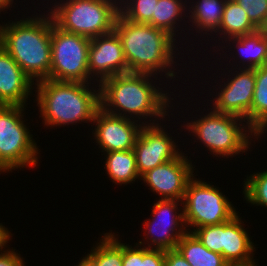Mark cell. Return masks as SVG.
I'll list each match as a JSON object with an SVG mask.
<instances>
[{
  "label": "cell",
  "mask_w": 267,
  "mask_h": 266,
  "mask_svg": "<svg viewBox=\"0 0 267 266\" xmlns=\"http://www.w3.org/2000/svg\"><path fill=\"white\" fill-rule=\"evenodd\" d=\"M244 183V198L248 203L267 207V170L253 173Z\"/></svg>",
  "instance_id": "obj_27"
},
{
  "label": "cell",
  "mask_w": 267,
  "mask_h": 266,
  "mask_svg": "<svg viewBox=\"0 0 267 266\" xmlns=\"http://www.w3.org/2000/svg\"><path fill=\"white\" fill-rule=\"evenodd\" d=\"M254 69L256 85L250 110V128L259 137L267 131V65Z\"/></svg>",
  "instance_id": "obj_23"
},
{
  "label": "cell",
  "mask_w": 267,
  "mask_h": 266,
  "mask_svg": "<svg viewBox=\"0 0 267 266\" xmlns=\"http://www.w3.org/2000/svg\"><path fill=\"white\" fill-rule=\"evenodd\" d=\"M191 178L186 186L183 204L185 225L195 228L217 225L231 220L236 209L217 187ZM215 187V188H214Z\"/></svg>",
  "instance_id": "obj_9"
},
{
  "label": "cell",
  "mask_w": 267,
  "mask_h": 266,
  "mask_svg": "<svg viewBox=\"0 0 267 266\" xmlns=\"http://www.w3.org/2000/svg\"><path fill=\"white\" fill-rule=\"evenodd\" d=\"M238 70L240 72L235 71L237 73L233 74L234 77L230 80L228 78L222 86L211 110L241 117L250 126V110L256 85L255 69L239 67Z\"/></svg>",
  "instance_id": "obj_14"
},
{
  "label": "cell",
  "mask_w": 267,
  "mask_h": 266,
  "mask_svg": "<svg viewBox=\"0 0 267 266\" xmlns=\"http://www.w3.org/2000/svg\"><path fill=\"white\" fill-rule=\"evenodd\" d=\"M12 234L8 231L7 228H5L2 224H0V251L2 252V249L5 248L6 244L8 243V240H10Z\"/></svg>",
  "instance_id": "obj_34"
},
{
  "label": "cell",
  "mask_w": 267,
  "mask_h": 266,
  "mask_svg": "<svg viewBox=\"0 0 267 266\" xmlns=\"http://www.w3.org/2000/svg\"><path fill=\"white\" fill-rule=\"evenodd\" d=\"M260 31L267 36V19L264 25L261 27Z\"/></svg>",
  "instance_id": "obj_37"
},
{
  "label": "cell",
  "mask_w": 267,
  "mask_h": 266,
  "mask_svg": "<svg viewBox=\"0 0 267 266\" xmlns=\"http://www.w3.org/2000/svg\"><path fill=\"white\" fill-rule=\"evenodd\" d=\"M115 236L112 232L105 233L99 245L88 254L96 266H122V243Z\"/></svg>",
  "instance_id": "obj_25"
},
{
  "label": "cell",
  "mask_w": 267,
  "mask_h": 266,
  "mask_svg": "<svg viewBox=\"0 0 267 266\" xmlns=\"http://www.w3.org/2000/svg\"><path fill=\"white\" fill-rule=\"evenodd\" d=\"M12 2L13 0H0V12L10 8V5L13 4Z\"/></svg>",
  "instance_id": "obj_36"
},
{
  "label": "cell",
  "mask_w": 267,
  "mask_h": 266,
  "mask_svg": "<svg viewBox=\"0 0 267 266\" xmlns=\"http://www.w3.org/2000/svg\"><path fill=\"white\" fill-rule=\"evenodd\" d=\"M120 14L127 20L135 23L152 25V14L155 13L158 0H118ZM130 2V3H129ZM126 4V5H125ZM124 5V6H123Z\"/></svg>",
  "instance_id": "obj_26"
},
{
  "label": "cell",
  "mask_w": 267,
  "mask_h": 266,
  "mask_svg": "<svg viewBox=\"0 0 267 266\" xmlns=\"http://www.w3.org/2000/svg\"><path fill=\"white\" fill-rule=\"evenodd\" d=\"M91 39L51 27V66L49 79L89 83L88 55Z\"/></svg>",
  "instance_id": "obj_8"
},
{
  "label": "cell",
  "mask_w": 267,
  "mask_h": 266,
  "mask_svg": "<svg viewBox=\"0 0 267 266\" xmlns=\"http://www.w3.org/2000/svg\"><path fill=\"white\" fill-rule=\"evenodd\" d=\"M142 122L143 127L133 147L140 177L147 171L176 159L181 153L176 143L159 123ZM159 125V126H158ZM177 148V149H176Z\"/></svg>",
  "instance_id": "obj_10"
},
{
  "label": "cell",
  "mask_w": 267,
  "mask_h": 266,
  "mask_svg": "<svg viewBox=\"0 0 267 266\" xmlns=\"http://www.w3.org/2000/svg\"><path fill=\"white\" fill-rule=\"evenodd\" d=\"M226 41L236 43V48L239 49L238 53L240 51L238 55L241 54L240 63L243 62L241 65L243 68L254 69L267 65V36L260 30L249 35L229 38Z\"/></svg>",
  "instance_id": "obj_18"
},
{
  "label": "cell",
  "mask_w": 267,
  "mask_h": 266,
  "mask_svg": "<svg viewBox=\"0 0 267 266\" xmlns=\"http://www.w3.org/2000/svg\"><path fill=\"white\" fill-rule=\"evenodd\" d=\"M88 69L90 78L95 75L99 83L106 78L128 73L122 43L115 31L91 38Z\"/></svg>",
  "instance_id": "obj_15"
},
{
  "label": "cell",
  "mask_w": 267,
  "mask_h": 266,
  "mask_svg": "<svg viewBox=\"0 0 267 266\" xmlns=\"http://www.w3.org/2000/svg\"><path fill=\"white\" fill-rule=\"evenodd\" d=\"M200 118L187 123L185 129L193 132L194 136L198 137L197 140L200 139V142L205 144L204 146L209 149L210 153L212 152L217 157L219 155V157L228 158L235 154H241L240 152H246L251 144L249 138L251 139L253 135L257 140L259 138L256 137L258 135L250 126L247 124L245 126L244 123L241 125L243 121L246 122L241 117L213 110ZM248 132L252 137L251 135L248 136Z\"/></svg>",
  "instance_id": "obj_6"
},
{
  "label": "cell",
  "mask_w": 267,
  "mask_h": 266,
  "mask_svg": "<svg viewBox=\"0 0 267 266\" xmlns=\"http://www.w3.org/2000/svg\"><path fill=\"white\" fill-rule=\"evenodd\" d=\"M164 266H191V265L176 249H173L165 251Z\"/></svg>",
  "instance_id": "obj_33"
},
{
  "label": "cell",
  "mask_w": 267,
  "mask_h": 266,
  "mask_svg": "<svg viewBox=\"0 0 267 266\" xmlns=\"http://www.w3.org/2000/svg\"><path fill=\"white\" fill-rule=\"evenodd\" d=\"M88 84L52 79L35 83L37 106L44 125L57 127L80 121L92 122L100 108V89L97 93L93 87L92 91Z\"/></svg>",
  "instance_id": "obj_4"
},
{
  "label": "cell",
  "mask_w": 267,
  "mask_h": 266,
  "mask_svg": "<svg viewBox=\"0 0 267 266\" xmlns=\"http://www.w3.org/2000/svg\"><path fill=\"white\" fill-rule=\"evenodd\" d=\"M114 31L121 40L128 73H148L155 76L165 70L167 78H176L177 72L172 70L176 39L168 32L150 24L131 22L120 13Z\"/></svg>",
  "instance_id": "obj_1"
},
{
  "label": "cell",
  "mask_w": 267,
  "mask_h": 266,
  "mask_svg": "<svg viewBox=\"0 0 267 266\" xmlns=\"http://www.w3.org/2000/svg\"><path fill=\"white\" fill-rule=\"evenodd\" d=\"M53 24L47 14L0 25V45L36 83L49 79Z\"/></svg>",
  "instance_id": "obj_3"
},
{
  "label": "cell",
  "mask_w": 267,
  "mask_h": 266,
  "mask_svg": "<svg viewBox=\"0 0 267 266\" xmlns=\"http://www.w3.org/2000/svg\"><path fill=\"white\" fill-rule=\"evenodd\" d=\"M151 76L148 73L129 72L104 79L98 86L100 108L109 114L129 119L135 115L138 119L154 116L163 120L167 116V107H170L169 93L161 92L162 88L159 87L156 89L151 83Z\"/></svg>",
  "instance_id": "obj_2"
},
{
  "label": "cell",
  "mask_w": 267,
  "mask_h": 266,
  "mask_svg": "<svg viewBox=\"0 0 267 266\" xmlns=\"http://www.w3.org/2000/svg\"><path fill=\"white\" fill-rule=\"evenodd\" d=\"M119 3L117 0H66L55 4L49 13L61 30L91 39L114 31Z\"/></svg>",
  "instance_id": "obj_5"
},
{
  "label": "cell",
  "mask_w": 267,
  "mask_h": 266,
  "mask_svg": "<svg viewBox=\"0 0 267 266\" xmlns=\"http://www.w3.org/2000/svg\"><path fill=\"white\" fill-rule=\"evenodd\" d=\"M227 0H198L196 1V5L189 8L190 11L188 14L191 15L187 16L192 19V25L196 26L198 33L203 31L206 35H210V33L214 32L217 33L219 30V26L222 20L224 7ZM194 23V24H193ZM201 30V32H200Z\"/></svg>",
  "instance_id": "obj_22"
},
{
  "label": "cell",
  "mask_w": 267,
  "mask_h": 266,
  "mask_svg": "<svg viewBox=\"0 0 267 266\" xmlns=\"http://www.w3.org/2000/svg\"><path fill=\"white\" fill-rule=\"evenodd\" d=\"M105 168L108 176L115 184H129L136 179H141L133 149L127 151L106 152Z\"/></svg>",
  "instance_id": "obj_21"
},
{
  "label": "cell",
  "mask_w": 267,
  "mask_h": 266,
  "mask_svg": "<svg viewBox=\"0 0 267 266\" xmlns=\"http://www.w3.org/2000/svg\"><path fill=\"white\" fill-rule=\"evenodd\" d=\"M181 154L169 162L157 166L141 176L153 192L161 199L180 200L184 198L188 181L194 177L192 163Z\"/></svg>",
  "instance_id": "obj_12"
},
{
  "label": "cell",
  "mask_w": 267,
  "mask_h": 266,
  "mask_svg": "<svg viewBox=\"0 0 267 266\" xmlns=\"http://www.w3.org/2000/svg\"><path fill=\"white\" fill-rule=\"evenodd\" d=\"M0 266H25L23 257L13 250H6L0 253Z\"/></svg>",
  "instance_id": "obj_32"
},
{
  "label": "cell",
  "mask_w": 267,
  "mask_h": 266,
  "mask_svg": "<svg viewBox=\"0 0 267 266\" xmlns=\"http://www.w3.org/2000/svg\"><path fill=\"white\" fill-rule=\"evenodd\" d=\"M184 4L186 3H183L182 0H158L155 13L152 14V26L162 29L174 37L178 31L176 30V21H180L179 18L182 21V14L186 10Z\"/></svg>",
  "instance_id": "obj_24"
},
{
  "label": "cell",
  "mask_w": 267,
  "mask_h": 266,
  "mask_svg": "<svg viewBox=\"0 0 267 266\" xmlns=\"http://www.w3.org/2000/svg\"><path fill=\"white\" fill-rule=\"evenodd\" d=\"M247 13L250 21L260 30L267 19V0H235Z\"/></svg>",
  "instance_id": "obj_29"
},
{
  "label": "cell",
  "mask_w": 267,
  "mask_h": 266,
  "mask_svg": "<svg viewBox=\"0 0 267 266\" xmlns=\"http://www.w3.org/2000/svg\"><path fill=\"white\" fill-rule=\"evenodd\" d=\"M132 120L105 112L99 108L94 116L96 124L94 137L102 152L127 151L133 149L142 124L139 120ZM96 122V123H95ZM137 122V123H136Z\"/></svg>",
  "instance_id": "obj_13"
},
{
  "label": "cell",
  "mask_w": 267,
  "mask_h": 266,
  "mask_svg": "<svg viewBox=\"0 0 267 266\" xmlns=\"http://www.w3.org/2000/svg\"><path fill=\"white\" fill-rule=\"evenodd\" d=\"M23 106L0 105V171L36 166L38 147L24 125ZM29 130V131H28Z\"/></svg>",
  "instance_id": "obj_7"
},
{
  "label": "cell",
  "mask_w": 267,
  "mask_h": 266,
  "mask_svg": "<svg viewBox=\"0 0 267 266\" xmlns=\"http://www.w3.org/2000/svg\"><path fill=\"white\" fill-rule=\"evenodd\" d=\"M256 263H251V264H247V265H229V266H257Z\"/></svg>",
  "instance_id": "obj_38"
},
{
  "label": "cell",
  "mask_w": 267,
  "mask_h": 266,
  "mask_svg": "<svg viewBox=\"0 0 267 266\" xmlns=\"http://www.w3.org/2000/svg\"><path fill=\"white\" fill-rule=\"evenodd\" d=\"M77 266H96V262L87 254Z\"/></svg>",
  "instance_id": "obj_35"
},
{
  "label": "cell",
  "mask_w": 267,
  "mask_h": 266,
  "mask_svg": "<svg viewBox=\"0 0 267 266\" xmlns=\"http://www.w3.org/2000/svg\"><path fill=\"white\" fill-rule=\"evenodd\" d=\"M179 201L180 200L159 199V201L154 203L151 213L154 218H152V221H150V219L148 221L146 220L143 224L145 234H147L146 239L150 240L152 243H147L148 247L146 248L165 251L173 250L176 248L182 236L188 232L187 229H185L187 226L184 224L183 210L180 214L176 212ZM179 223H181V226ZM151 245H153L154 248L151 247Z\"/></svg>",
  "instance_id": "obj_11"
},
{
  "label": "cell",
  "mask_w": 267,
  "mask_h": 266,
  "mask_svg": "<svg viewBox=\"0 0 267 266\" xmlns=\"http://www.w3.org/2000/svg\"><path fill=\"white\" fill-rule=\"evenodd\" d=\"M175 249L191 266H229L221 254L208 250L191 232L182 236Z\"/></svg>",
  "instance_id": "obj_19"
},
{
  "label": "cell",
  "mask_w": 267,
  "mask_h": 266,
  "mask_svg": "<svg viewBox=\"0 0 267 266\" xmlns=\"http://www.w3.org/2000/svg\"><path fill=\"white\" fill-rule=\"evenodd\" d=\"M258 30L250 21L244 9L235 0H227L219 30L217 31L220 35H224L222 38L226 36L225 39L236 38L255 33Z\"/></svg>",
  "instance_id": "obj_20"
},
{
  "label": "cell",
  "mask_w": 267,
  "mask_h": 266,
  "mask_svg": "<svg viewBox=\"0 0 267 266\" xmlns=\"http://www.w3.org/2000/svg\"><path fill=\"white\" fill-rule=\"evenodd\" d=\"M165 250L141 248V266H164Z\"/></svg>",
  "instance_id": "obj_31"
},
{
  "label": "cell",
  "mask_w": 267,
  "mask_h": 266,
  "mask_svg": "<svg viewBox=\"0 0 267 266\" xmlns=\"http://www.w3.org/2000/svg\"><path fill=\"white\" fill-rule=\"evenodd\" d=\"M239 217L237 214L231 220L224 222L223 258L229 265L255 263L254 243L249 239Z\"/></svg>",
  "instance_id": "obj_17"
},
{
  "label": "cell",
  "mask_w": 267,
  "mask_h": 266,
  "mask_svg": "<svg viewBox=\"0 0 267 266\" xmlns=\"http://www.w3.org/2000/svg\"><path fill=\"white\" fill-rule=\"evenodd\" d=\"M35 83L0 45V105H26Z\"/></svg>",
  "instance_id": "obj_16"
},
{
  "label": "cell",
  "mask_w": 267,
  "mask_h": 266,
  "mask_svg": "<svg viewBox=\"0 0 267 266\" xmlns=\"http://www.w3.org/2000/svg\"><path fill=\"white\" fill-rule=\"evenodd\" d=\"M144 244L145 242L142 244V241H139V244L132 248L129 244L122 243V266H141V245Z\"/></svg>",
  "instance_id": "obj_30"
},
{
  "label": "cell",
  "mask_w": 267,
  "mask_h": 266,
  "mask_svg": "<svg viewBox=\"0 0 267 266\" xmlns=\"http://www.w3.org/2000/svg\"><path fill=\"white\" fill-rule=\"evenodd\" d=\"M193 233L210 251L223 256L224 223L196 228Z\"/></svg>",
  "instance_id": "obj_28"
}]
</instances>
